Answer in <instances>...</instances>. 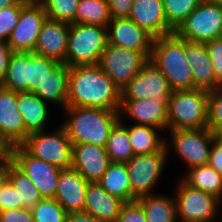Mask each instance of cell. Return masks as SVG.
Instances as JSON below:
<instances>
[{"mask_svg":"<svg viewBox=\"0 0 222 222\" xmlns=\"http://www.w3.org/2000/svg\"><path fill=\"white\" fill-rule=\"evenodd\" d=\"M121 100V89L98 64L70 67L67 106L119 111Z\"/></svg>","mask_w":222,"mask_h":222,"instance_id":"6da1fadb","label":"cell"},{"mask_svg":"<svg viewBox=\"0 0 222 222\" xmlns=\"http://www.w3.org/2000/svg\"><path fill=\"white\" fill-rule=\"evenodd\" d=\"M67 120L63 127L74 144H94L106 147L111 129L120 120L119 111L96 107H71L64 109Z\"/></svg>","mask_w":222,"mask_h":222,"instance_id":"7a4b0ae2","label":"cell"},{"mask_svg":"<svg viewBox=\"0 0 222 222\" xmlns=\"http://www.w3.org/2000/svg\"><path fill=\"white\" fill-rule=\"evenodd\" d=\"M151 61L167 78L172 91L194 89V80L185 58V40L175 33L153 39Z\"/></svg>","mask_w":222,"mask_h":222,"instance_id":"3957f363","label":"cell"},{"mask_svg":"<svg viewBox=\"0 0 222 222\" xmlns=\"http://www.w3.org/2000/svg\"><path fill=\"white\" fill-rule=\"evenodd\" d=\"M208 91L200 88L172 91L167 130L207 128Z\"/></svg>","mask_w":222,"mask_h":222,"instance_id":"277c9868","label":"cell"},{"mask_svg":"<svg viewBox=\"0 0 222 222\" xmlns=\"http://www.w3.org/2000/svg\"><path fill=\"white\" fill-rule=\"evenodd\" d=\"M107 44L106 27L72 23L69 29L65 63L69 67L98 64Z\"/></svg>","mask_w":222,"mask_h":222,"instance_id":"5b68a950","label":"cell"},{"mask_svg":"<svg viewBox=\"0 0 222 222\" xmlns=\"http://www.w3.org/2000/svg\"><path fill=\"white\" fill-rule=\"evenodd\" d=\"M47 130L28 135L20 145L32 157L50 163L58 168H72V143L61 125L54 132Z\"/></svg>","mask_w":222,"mask_h":222,"instance_id":"8992f818","label":"cell"},{"mask_svg":"<svg viewBox=\"0 0 222 222\" xmlns=\"http://www.w3.org/2000/svg\"><path fill=\"white\" fill-rule=\"evenodd\" d=\"M174 198L178 222H214L220 204L215 195L190 187L182 179L178 180Z\"/></svg>","mask_w":222,"mask_h":222,"instance_id":"52a82bcc","label":"cell"},{"mask_svg":"<svg viewBox=\"0 0 222 222\" xmlns=\"http://www.w3.org/2000/svg\"><path fill=\"white\" fill-rule=\"evenodd\" d=\"M167 131L170 134V142L165 140L168 154L170 148L174 149L175 154L188 166L187 170L208 164L210 150L215 139L211 130L201 128Z\"/></svg>","mask_w":222,"mask_h":222,"instance_id":"ba28073f","label":"cell"},{"mask_svg":"<svg viewBox=\"0 0 222 222\" xmlns=\"http://www.w3.org/2000/svg\"><path fill=\"white\" fill-rule=\"evenodd\" d=\"M174 33L184 40L199 43L222 37V5L202 0Z\"/></svg>","mask_w":222,"mask_h":222,"instance_id":"9c48e42d","label":"cell"},{"mask_svg":"<svg viewBox=\"0 0 222 222\" xmlns=\"http://www.w3.org/2000/svg\"><path fill=\"white\" fill-rule=\"evenodd\" d=\"M168 151L164 146L159 152L134 155L127 163L129 181L132 190V202L141 196L154 194L153 187L159 181Z\"/></svg>","mask_w":222,"mask_h":222,"instance_id":"30bf717a","label":"cell"},{"mask_svg":"<svg viewBox=\"0 0 222 222\" xmlns=\"http://www.w3.org/2000/svg\"><path fill=\"white\" fill-rule=\"evenodd\" d=\"M148 60L143 52L107 44L98 65L122 91Z\"/></svg>","mask_w":222,"mask_h":222,"instance_id":"8fae6325","label":"cell"},{"mask_svg":"<svg viewBox=\"0 0 222 222\" xmlns=\"http://www.w3.org/2000/svg\"><path fill=\"white\" fill-rule=\"evenodd\" d=\"M122 99H158L169 102L172 90L167 78L150 59L122 89Z\"/></svg>","mask_w":222,"mask_h":222,"instance_id":"7c38bea8","label":"cell"},{"mask_svg":"<svg viewBox=\"0 0 222 222\" xmlns=\"http://www.w3.org/2000/svg\"><path fill=\"white\" fill-rule=\"evenodd\" d=\"M47 16L41 3L27 2L21 9L8 44L13 52H34L38 35Z\"/></svg>","mask_w":222,"mask_h":222,"instance_id":"4fadbf2b","label":"cell"},{"mask_svg":"<svg viewBox=\"0 0 222 222\" xmlns=\"http://www.w3.org/2000/svg\"><path fill=\"white\" fill-rule=\"evenodd\" d=\"M13 164L34 183L43 198H54L60 168L32 157L21 146L15 147Z\"/></svg>","mask_w":222,"mask_h":222,"instance_id":"5bb4252c","label":"cell"},{"mask_svg":"<svg viewBox=\"0 0 222 222\" xmlns=\"http://www.w3.org/2000/svg\"><path fill=\"white\" fill-rule=\"evenodd\" d=\"M108 44L143 52L149 59L154 37L129 18H112L107 25Z\"/></svg>","mask_w":222,"mask_h":222,"instance_id":"9a60e30c","label":"cell"},{"mask_svg":"<svg viewBox=\"0 0 222 222\" xmlns=\"http://www.w3.org/2000/svg\"><path fill=\"white\" fill-rule=\"evenodd\" d=\"M124 115L133 119L138 125H149L165 131L167 130L168 103L152 98L122 99L119 110L120 119H123Z\"/></svg>","mask_w":222,"mask_h":222,"instance_id":"2e32d148","label":"cell"},{"mask_svg":"<svg viewBox=\"0 0 222 222\" xmlns=\"http://www.w3.org/2000/svg\"><path fill=\"white\" fill-rule=\"evenodd\" d=\"M89 183L90 182L75 169H62L59 175L54 199L68 214L84 212Z\"/></svg>","mask_w":222,"mask_h":222,"instance_id":"e0dca14e","label":"cell"},{"mask_svg":"<svg viewBox=\"0 0 222 222\" xmlns=\"http://www.w3.org/2000/svg\"><path fill=\"white\" fill-rule=\"evenodd\" d=\"M110 163L105 147L94 144L72 145V168L89 182H98Z\"/></svg>","mask_w":222,"mask_h":222,"instance_id":"ac0fdd59","label":"cell"},{"mask_svg":"<svg viewBox=\"0 0 222 222\" xmlns=\"http://www.w3.org/2000/svg\"><path fill=\"white\" fill-rule=\"evenodd\" d=\"M70 24L46 19L38 35L34 53L66 62Z\"/></svg>","mask_w":222,"mask_h":222,"instance_id":"d6986e66","label":"cell"},{"mask_svg":"<svg viewBox=\"0 0 222 222\" xmlns=\"http://www.w3.org/2000/svg\"><path fill=\"white\" fill-rule=\"evenodd\" d=\"M128 18L154 38L174 33L167 23L162 0H133Z\"/></svg>","mask_w":222,"mask_h":222,"instance_id":"ffe728a7","label":"cell"},{"mask_svg":"<svg viewBox=\"0 0 222 222\" xmlns=\"http://www.w3.org/2000/svg\"><path fill=\"white\" fill-rule=\"evenodd\" d=\"M16 104L17 92L0 86V134L15 146H20L29 133Z\"/></svg>","mask_w":222,"mask_h":222,"instance_id":"44dd1931","label":"cell"},{"mask_svg":"<svg viewBox=\"0 0 222 222\" xmlns=\"http://www.w3.org/2000/svg\"><path fill=\"white\" fill-rule=\"evenodd\" d=\"M185 58L191 69L194 89L213 90L222 86L216 79L205 43L185 40Z\"/></svg>","mask_w":222,"mask_h":222,"instance_id":"7402d4cb","label":"cell"},{"mask_svg":"<svg viewBox=\"0 0 222 222\" xmlns=\"http://www.w3.org/2000/svg\"><path fill=\"white\" fill-rule=\"evenodd\" d=\"M123 200L109 194L98 182H90L86 193L84 212L102 222H117Z\"/></svg>","mask_w":222,"mask_h":222,"instance_id":"603a6c76","label":"cell"},{"mask_svg":"<svg viewBox=\"0 0 222 222\" xmlns=\"http://www.w3.org/2000/svg\"><path fill=\"white\" fill-rule=\"evenodd\" d=\"M69 69L66 63L58 62L33 93L44 102L55 103L64 110L68 99Z\"/></svg>","mask_w":222,"mask_h":222,"instance_id":"cb8c5ba5","label":"cell"},{"mask_svg":"<svg viewBox=\"0 0 222 222\" xmlns=\"http://www.w3.org/2000/svg\"><path fill=\"white\" fill-rule=\"evenodd\" d=\"M16 106L22 115L26 131L29 134L45 130L49 117L46 102L33 92L17 93Z\"/></svg>","mask_w":222,"mask_h":222,"instance_id":"d4e9b609","label":"cell"},{"mask_svg":"<svg viewBox=\"0 0 222 222\" xmlns=\"http://www.w3.org/2000/svg\"><path fill=\"white\" fill-rule=\"evenodd\" d=\"M128 130V137L134 155H144L159 152L165 146V137L160 136V129L149 125L133 124L127 126L119 120Z\"/></svg>","mask_w":222,"mask_h":222,"instance_id":"484cf974","label":"cell"},{"mask_svg":"<svg viewBox=\"0 0 222 222\" xmlns=\"http://www.w3.org/2000/svg\"><path fill=\"white\" fill-rule=\"evenodd\" d=\"M147 222H178L174 196L151 194L136 199Z\"/></svg>","mask_w":222,"mask_h":222,"instance_id":"4316f807","label":"cell"},{"mask_svg":"<svg viewBox=\"0 0 222 222\" xmlns=\"http://www.w3.org/2000/svg\"><path fill=\"white\" fill-rule=\"evenodd\" d=\"M29 52H13L0 86L17 93L29 92Z\"/></svg>","mask_w":222,"mask_h":222,"instance_id":"83f0119b","label":"cell"},{"mask_svg":"<svg viewBox=\"0 0 222 222\" xmlns=\"http://www.w3.org/2000/svg\"><path fill=\"white\" fill-rule=\"evenodd\" d=\"M98 183L111 195L125 203L132 202V190L125 163L111 162Z\"/></svg>","mask_w":222,"mask_h":222,"instance_id":"f1b7e54d","label":"cell"},{"mask_svg":"<svg viewBox=\"0 0 222 222\" xmlns=\"http://www.w3.org/2000/svg\"><path fill=\"white\" fill-rule=\"evenodd\" d=\"M181 178L190 187L211 193L222 201V175L209 164L193 167Z\"/></svg>","mask_w":222,"mask_h":222,"instance_id":"f546056e","label":"cell"},{"mask_svg":"<svg viewBox=\"0 0 222 222\" xmlns=\"http://www.w3.org/2000/svg\"><path fill=\"white\" fill-rule=\"evenodd\" d=\"M111 20L107 0H79L76 8V23L107 27Z\"/></svg>","mask_w":222,"mask_h":222,"instance_id":"4dcf8cb0","label":"cell"},{"mask_svg":"<svg viewBox=\"0 0 222 222\" xmlns=\"http://www.w3.org/2000/svg\"><path fill=\"white\" fill-rule=\"evenodd\" d=\"M105 149L110 161L115 163L126 164L134 156L128 130L120 121L111 129Z\"/></svg>","mask_w":222,"mask_h":222,"instance_id":"1f68e13d","label":"cell"},{"mask_svg":"<svg viewBox=\"0 0 222 222\" xmlns=\"http://www.w3.org/2000/svg\"><path fill=\"white\" fill-rule=\"evenodd\" d=\"M8 181L15 188L18 203H22V208L31 209L37 202L43 199L34 183L14 164L9 168Z\"/></svg>","mask_w":222,"mask_h":222,"instance_id":"d6a6232c","label":"cell"},{"mask_svg":"<svg viewBox=\"0 0 222 222\" xmlns=\"http://www.w3.org/2000/svg\"><path fill=\"white\" fill-rule=\"evenodd\" d=\"M168 25L175 31L202 0H162Z\"/></svg>","mask_w":222,"mask_h":222,"instance_id":"836d02e7","label":"cell"},{"mask_svg":"<svg viewBox=\"0 0 222 222\" xmlns=\"http://www.w3.org/2000/svg\"><path fill=\"white\" fill-rule=\"evenodd\" d=\"M34 222H66L68 213L54 198H43L31 209Z\"/></svg>","mask_w":222,"mask_h":222,"instance_id":"e575fe53","label":"cell"},{"mask_svg":"<svg viewBox=\"0 0 222 222\" xmlns=\"http://www.w3.org/2000/svg\"><path fill=\"white\" fill-rule=\"evenodd\" d=\"M79 0H43L46 16L51 20L65 23H76V8Z\"/></svg>","mask_w":222,"mask_h":222,"instance_id":"d590c367","label":"cell"},{"mask_svg":"<svg viewBox=\"0 0 222 222\" xmlns=\"http://www.w3.org/2000/svg\"><path fill=\"white\" fill-rule=\"evenodd\" d=\"M58 61L34 52H29V92H34Z\"/></svg>","mask_w":222,"mask_h":222,"instance_id":"8d00e7d4","label":"cell"},{"mask_svg":"<svg viewBox=\"0 0 222 222\" xmlns=\"http://www.w3.org/2000/svg\"><path fill=\"white\" fill-rule=\"evenodd\" d=\"M207 128L213 133L222 126V86L208 91Z\"/></svg>","mask_w":222,"mask_h":222,"instance_id":"74e56055","label":"cell"},{"mask_svg":"<svg viewBox=\"0 0 222 222\" xmlns=\"http://www.w3.org/2000/svg\"><path fill=\"white\" fill-rule=\"evenodd\" d=\"M28 0H21L17 5L0 9V40L8 41L17 25L22 7Z\"/></svg>","mask_w":222,"mask_h":222,"instance_id":"f35d334b","label":"cell"},{"mask_svg":"<svg viewBox=\"0 0 222 222\" xmlns=\"http://www.w3.org/2000/svg\"><path fill=\"white\" fill-rule=\"evenodd\" d=\"M213 65L215 79L222 85V37L205 43Z\"/></svg>","mask_w":222,"mask_h":222,"instance_id":"ab89813d","label":"cell"},{"mask_svg":"<svg viewBox=\"0 0 222 222\" xmlns=\"http://www.w3.org/2000/svg\"><path fill=\"white\" fill-rule=\"evenodd\" d=\"M117 222H147L141 205L137 201L125 203Z\"/></svg>","mask_w":222,"mask_h":222,"instance_id":"60d3db41","label":"cell"},{"mask_svg":"<svg viewBox=\"0 0 222 222\" xmlns=\"http://www.w3.org/2000/svg\"><path fill=\"white\" fill-rule=\"evenodd\" d=\"M20 208H22V203H18L16 190L11 183L7 181L0 191V211Z\"/></svg>","mask_w":222,"mask_h":222,"instance_id":"b9f144b4","label":"cell"},{"mask_svg":"<svg viewBox=\"0 0 222 222\" xmlns=\"http://www.w3.org/2000/svg\"><path fill=\"white\" fill-rule=\"evenodd\" d=\"M0 222H34L31 210L27 208L0 211Z\"/></svg>","mask_w":222,"mask_h":222,"instance_id":"7bdbcfd3","label":"cell"},{"mask_svg":"<svg viewBox=\"0 0 222 222\" xmlns=\"http://www.w3.org/2000/svg\"><path fill=\"white\" fill-rule=\"evenodd\" d=\"M15 145L0 134V168H10L14 162Z\"/></svg>","mask_w":222,"mask_h":222,"instance_id":"ee69618b","label":"cell"},{"mask_svg":"<svg viewBox=\"0 0 222 222\" xmlns=\"http://www.w3.org/2000/svg\"><path fill=\"white\" fill-rule=\"evenodd\" d=\"M112 18H128L133 0H107Z\"/></svg>","mask_w":222,"mask_h":222,"instance_id":"f6af8a7d","label":"cell"},{"mask_svg":"<svg viewBox=\"0 0 222 222\" xmlns=\"http://www.w3.org/2000/svg\"><path fill=\"white\" fill-rule=\"evenodd\" d=\"M208 164L222 175V143L214 139Z\"/></svg>","mask_w":222,"mask_h":222,"instance_id":"bcb514c9","label":"cell"},{"mask_svg":"<svg viewBox=\"0 0 222 222\" xmlns=\"http://www.w3.org/2000/svg\"><path fill=\"white\" fill-rule=\"evenodd\" d=\"M13 51L8 41L0 40V82L7 73L8 63Z\"/></svg>","mask_w":222,"mask_h":222,"instance_id":"7dc6e473","label":"cell"},{"mask_svg":"<svg viewBox=\"0 0 222 222\" xmlns=\"http://www.w3.org/2000/svg\"><path fill=\"white\" fill-rule=\"evenodd\" d=\"M66 222H102L86 212L69 213Z\"/></svg>","mask_w":222,"mask_h":222,"instance_id":"c3c4849f","label":"cell"},{"mask_svg":"<svg viewBox=\"0 0 222 222\" xmlns=\"http://www.w3.org/2000/svg\"><path fill=\"white\" fill-rule=\"evenodd\" d=\"M9 177V168H0V191L7 183Z\"/></svg>","mask_w":222,"mask_h":222,"instance_id":"681fc988","label":"cell"},{"mask_svg":"<svg viewBox=\"0 0 222 222\" xmlns=\"http://www.w3.org/2000/svg\"><path fill=\"white\" fill-rule=\"evenodd\" d=\"M21 0H0V9L17 5Z\"/></svg>","mask_w":222,"mask_h":222,"instance_id":"f907efd6","label":"cell"},{"mask_svg":"<svg viewBox=\"0 0 222 222\" xmlns=\"http://www.w3.org/2000/svg\"><path fill=\"white\" fill-rule=\"evenodd\" d=\"M214 137L217 141L222 143V126L219 127L215 132H214Z\"/></svg>","mask_w":222,"mask_h":222,"instance_id":"816d5d0a","label":"cell"},{"mask_svg":"<svg viewBox=\"0 0 222 222\" xmlns=\"http://www.w3.org/2000/svg\"><path fill=\"white\" fill-rule=\"evenodd\" d=\"M206 1L214 2V3H217V4H221V5H222V0H206Z\"/></svg>","mask_w":222,"mask_h":222,"instance_id":"f5cc1de1","label":"cell"},{"mask_svg":"<svg viewBox=\"0 0 222 222\" xmlns=\"http://www.w3.org/2000/svg\"><path fill=\"white\" fill-rule=\"evenodd\" d=\"M43 0H28L31 3H41Z\"/></svg>","mask_w":222,"mask_h":222,"instance_id":"db71d44e","label":"cell"}]
</instances>
